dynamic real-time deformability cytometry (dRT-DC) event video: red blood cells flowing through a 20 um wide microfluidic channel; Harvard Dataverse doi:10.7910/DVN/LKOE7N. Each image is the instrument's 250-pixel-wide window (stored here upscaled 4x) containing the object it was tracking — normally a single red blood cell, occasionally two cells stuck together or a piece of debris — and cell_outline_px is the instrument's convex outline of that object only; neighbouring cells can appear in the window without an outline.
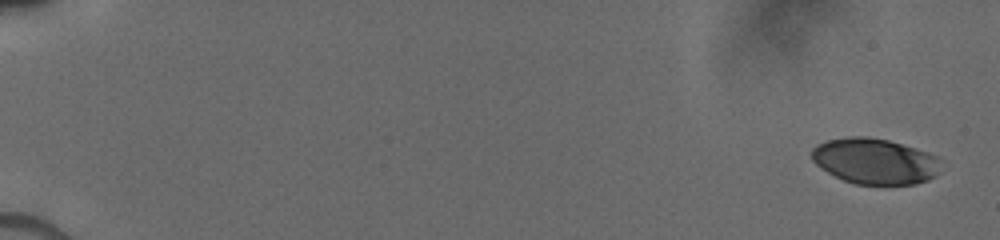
{"species": "human", "species_latin": "Homo sapiens", "temperature_condition": "cold", "stored_images_in_passage": 17, "camera_frame_rate_fps": 3000, "um_per_image_px": 0.085, "donor": {"sex": "male"}, "frame": {"image": 1, "passage_image": 1, "time_ms": 0.0, "image_size_px": [1000, 240], "cell_outline_px": [[944, 160], [932, 176], [928, 180], [916, 184], [856, 184], [844, 180], [828, 172], [816, 164], [812, 160], [812, 148], [816, 144], [828, 140], [852, 136], [868, 136], [888, 140], [928, 152], [940, 156]], "centroid_in_image_um": [74.38, 13.68], "position_along_channel_um": 10.6, "area_um2": 34.39}}
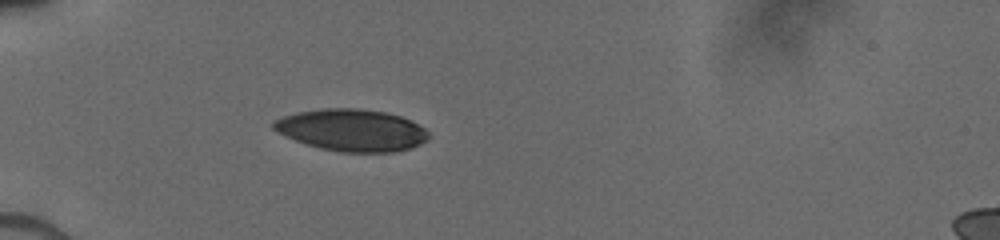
{"frame": {"image": 2, "passage_image": 15, "time_ms": 5.333, "image_size_px": [1000, 240], "cell_outline_px": [[428, 140], [420, 144], [396, 152], [340, 152], [320, 148], [296, 140], [272, 128], [272, 124], [276, 120], [284, 116], [296, 112], [320, 108], [356, 108], [384, 112], [400, 116], [424, 128], [428, 132]], "centroid_in_image_um": [29.9, 11.06], "position_along_channel_um": 55.1, "area_um2": 37.51}}
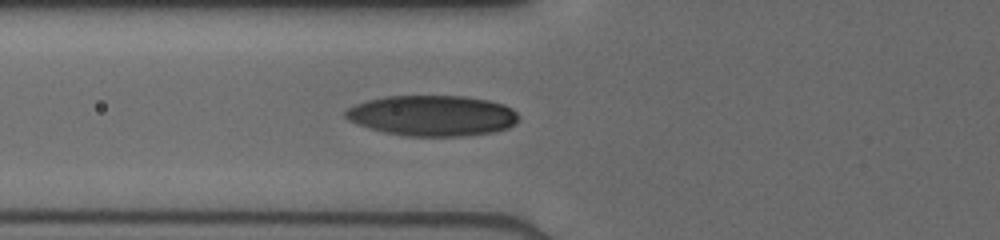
{"frame": {"image": 3, "passage_image": 17, "time_ms": 6.667, "image_size_px": [1000, 240], "cell_outline_px": [[520, 116], [508, 128], [492, 132], [464, 136], [408, 136], [384, 132], [356, 124], [348, 120], [344, 116], [344, 112], [348, 108], [356, 104], [368, 100], [384, 96], [464, 96], [488, 100], [504, 104], [512, 108]], "centroid_in_image_um": [36.73, 9.82], "position_along_channel_um": 89.1, "area_um2": 40.98}}